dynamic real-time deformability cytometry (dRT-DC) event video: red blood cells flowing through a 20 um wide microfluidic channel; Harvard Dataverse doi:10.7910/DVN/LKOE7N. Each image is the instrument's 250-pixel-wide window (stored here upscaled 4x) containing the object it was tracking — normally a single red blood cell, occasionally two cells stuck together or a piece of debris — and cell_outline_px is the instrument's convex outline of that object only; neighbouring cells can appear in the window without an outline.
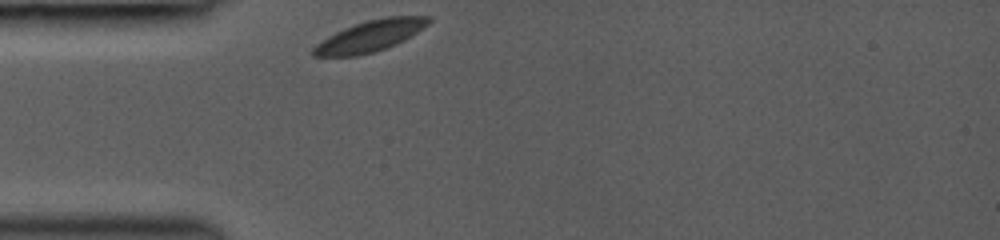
{"species": "common noctule bat (a hibernating species)", "species_latin": "Nyctalus noctula", "temperature_condition": "room temperature", "stored_images_in_passage": 28, "camera_frame_rate_fps": 3000, "um_per_image_px": 0.085, "animal": {"sex": "female", "body_mass_g": 19.0, "forearm_length_mm": 53.3}, "frame": {"image": 1, "passage_image": 1, "time_ms": 0.0, "image_size_px": [1000, 240], "cell_outline_px": [[432, 20], [428, 24], [404, 40], [396, 44], [372, 52], [356, 56], [312, 56], [312, 48], [316, 44], [328, 36], [344, 28], [368, 20], [384, 16], [432, 16]], "centroid_in_image_um": [31.46, 3.05], "position_along_channel_um": 53.5, "area_um2": 20.69}}
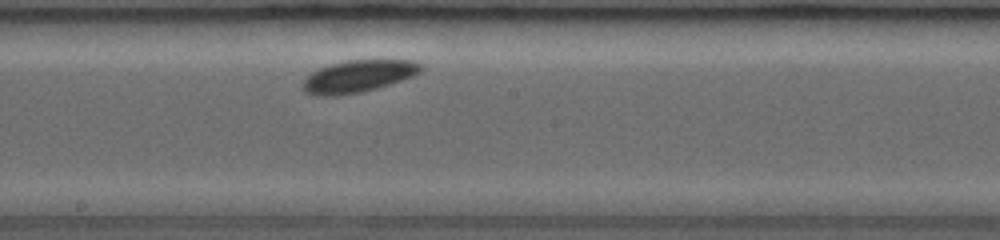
{"frame": {"image": 2, "passage_image": 14, "time_ms": 4.333, "image_size_px": [1000, 240], "cell_outline_px": [[424, 68], [420, 72], [412, 76], [376, 88], [360, 92], [332, 96], [320, 96], [308, 92], [304, 88], [304, 80], [312, 72], [320, 68], [332, 64], [348, 60], [412, 60], [424, 64]], "centroid_in_image_um": [30.51, 6.46], "position_along_channel_um": 217.7, "area_um2": 21.68}}
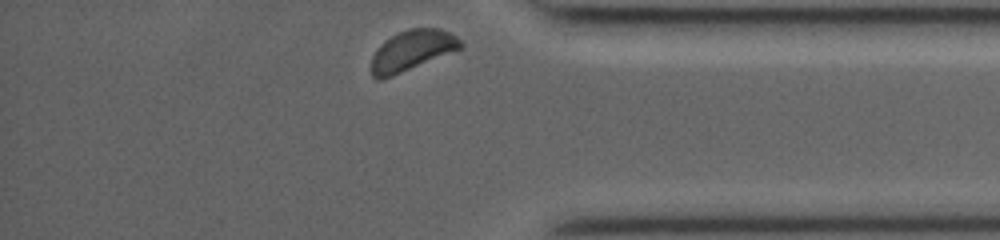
{"frame": {"image": 3, "passage_image": 28, "time_ms": 9.0, "image_size_px": [1000, 240], "cell_outline_px": [[464, 44], [460, 48], [392, 76], [380, 80], [376, 80], [372, 76], [372, 56], [376, 48], [384, 40], [408, 28], [440, 28], [456, 36]], "centroid_in_image_um": [34.97, 4.28], "position_along_channel_um": 400.2, "area_um2": 20.69}, "authors_computed_cell_mechanics": {"area_um2": 21.2126, "velocity_mm_per_s": 3.9674, "shape_relaxation_time_tau1_ms": 0.3757, "shape_relaxation_time_tau2_ms": null, "deformation_change_tau1": 0.0358, "deformation_change_tau2": null}}